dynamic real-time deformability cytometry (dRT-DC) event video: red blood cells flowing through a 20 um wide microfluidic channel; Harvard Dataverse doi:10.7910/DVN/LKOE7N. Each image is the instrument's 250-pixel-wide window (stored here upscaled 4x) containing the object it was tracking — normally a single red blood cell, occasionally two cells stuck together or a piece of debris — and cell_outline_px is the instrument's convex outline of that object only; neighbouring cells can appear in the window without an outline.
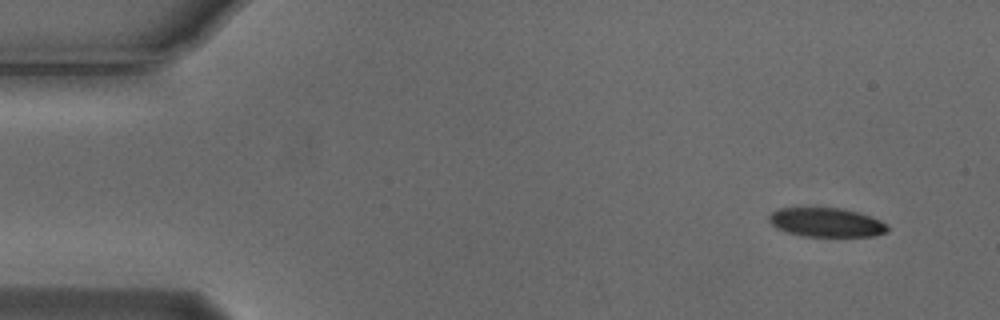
{"species": "Egyptian fruit bat (a non-hibernating species)", "species_latin": "Rousettus aegyptiacus", "temperature_condition": "cold", "stored_images_in_passage": 2, "camera_frame_rate_fps": 3000, "um_per_image_px": 0.085, "animal": {"sex": "male"}, "frame": {"image": 1, "passage_image": 1, "time_ms": 0.0, "image_size_px": [1000, 320], "cell_outline_px": [[888, 232], [876, 236], [800, 236], [776, 228], [768, 220], [768, 216], [772, 212], [780, 208], [840, 208], [856, 212], [880, 220], [888, 228]], "centroid_in_image_um": [70.21, 18.91], "position_along_channel_um": 14.8, "area_um2": 19.88}}